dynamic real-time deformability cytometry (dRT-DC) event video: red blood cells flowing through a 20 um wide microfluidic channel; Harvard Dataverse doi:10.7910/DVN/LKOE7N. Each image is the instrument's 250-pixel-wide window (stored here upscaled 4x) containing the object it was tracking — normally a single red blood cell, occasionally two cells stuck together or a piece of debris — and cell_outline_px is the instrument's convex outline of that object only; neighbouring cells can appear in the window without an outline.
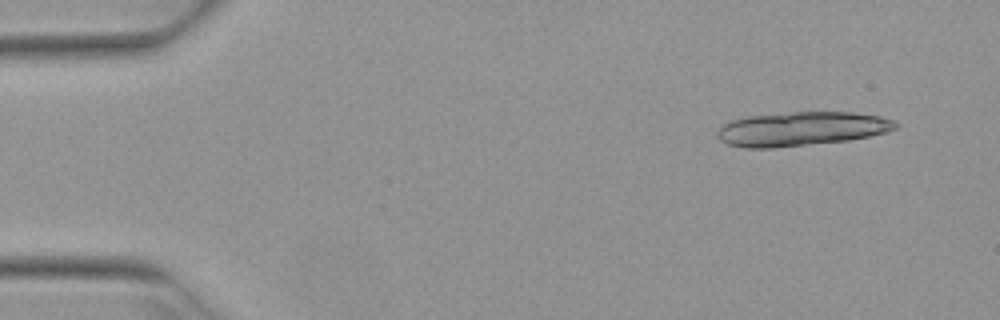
{"species": "Egyptian fruit bat (a non-hibernating species)", "species_latin": "Rousettus aegyptiacus", "temperature_condition": "warm", "stored_images_in_passage": 7, "camera_frame_rate_fps": 3000, "um_per_image_px": 0.085, "animal": {"sex": "female"}, "frame": {"image": 1, "passage_image": 2, "time_ms": 0.333, "image_size_px": [1000, 320], "cell_outline_px": [[900, 124], [896, 128], [888, 132], [848, 140], [772, 148], [744, 148], [728, 144], [720, 140], [716, 136], [716, 132], [724, 124], [732, 120], [748, 116], [792, 112], [852, 112], [880, 116], [896, 120]], "centroid_in_image_um": [68.14, 10.95], "position_along_channel_um": 16.9, "area_um2": 35.43}}